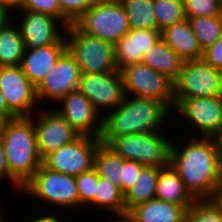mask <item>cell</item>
Returning <instances> with one entry per match:
<instances>
[{"label":"cell","mask_w":222,"mask_h":222,"mask_svg":"<svg viewBox=\"0 0 222 222\" xmlns=\"http://www.w3.org/2000/svg\"><path fill=\"white\" fill-rule=\"evenodd\" d=\"M191 137L183 148L172 143L170 164L196 199H217L222 191V163L213 137Z\"/></svg>","instance_id":"cell-1"},{"label":"cell","mask_w":222,"mask_h":222,"mask_svg":"<svg viewBox=\"0 0 222 222\" xmlns=\"http://www.w3.org/2000/svg\"><path fill=\"white\" fill-rule=\"evenodd\" d=\"M170 110L158 99L126 95L116 109L102 115L101 142L107 144L114 136L159 132Z\"/></svg>","instance_id":"cell-2"},{"label":"cell","mask_w":222,"mask_h":222,"mask_svg":"<svg viewBox=\"0 0 222 222\" xmlns=\"http://www.w3.org/2000/svg\"><path fill=\"white\" fill-rule=\"evenodd\" d=\"M1 140L10 176L23 188L43 164L33 120L17 117L4 122Z\"/></svg>","instance_id":"cell-3"},{"label":"cell","mask_w":222,"mask_h":222,"mask_svg":"<svg viewBox=\"0 0 222 222\" xmlns=\"http://www.w3.org/2000/svg\"><path fill=\"white\" fill-rule=\"evenodd\" d=\"M68 39V40H67ZM66 51L81 73L99 74L117 70L115 44L82 32L74 23L66 29Z\"/></svg>","instance_id":"cell-4"},{"label":"cell","mask_w":222,"mask_h":222,"mask_svg":"<svg viewBox=\"0 0 222 222\" xmlns=\"http://www.w3.org/2000/svg\"><path fill=\"white\" fill-rule=\"evenodd\" d=\"M106 145L125 160L144 166L163 168L170 165L172 142L160 131L114 136Z\"/></svg>","instance_id":"cell-5"},{"label":"cell","mask_w":222,"mask_h":222,"mask_svg":"<svg viewBox=\"0 0 222 222\" xmlns=\"http://www.w3.org/2000/svg\"><path fill=\"white\" fill-rule=\"evenodd\" d=\"M22 192L53 206L74 209L79 207L76 176L49 170L43 164L23 186Z\"/></svg>","instance_id":"cell-6"},{"label":"cell","mask_w":222,"mask_h":222,"mask_svg":"<svg viewBox=\"0 0 222 222\" xmlns=\"http://www.w3.org/2000/svg\"><path fill=\"white\" fill-rule=\"evenodd\" d=\"M74 24L82 32L113 44L130 31L128 16L120 2H96Z\"/></svg>","instance_id":"cell-7"},{"label":"cell","mask_w":222,"mask_h":222,"mask_svg":"<svg viewBox=\"0 0 222 222\" xmlns=\"http://www.w3.org/2000/svg\"><path fill=\"white\" fill-rule=\"evenodd\" d=\"M121 74L126 95L158 99L171 109L175 107L174 81L165 74L142 62L128 66Z\"/></svg>","instance_id":"cell-8"},{"label":"cell","mask_w":222,"mask_h":222,"mask_svg":"<svg viewBox=\"0 0 222 222\" xmlns=\"http://www.w3.org/2000/svg\"><path fill=\"white\" fill-rule=\"evenodd\" d=\"M222 95V71L203 59L185 61L174 81L175 98H202Z\"/></svg>","instance_id":"cell-9"},{"label":"cell","mask_w":222,"mask_h":222,"mask_svg":"<svg viewBox=\"0 0 222 222\" xmlns=\"http://www.w3.org/2000/svg\"><path fill=\"white\" fill-rule=\"evenodd\" d=\"M101 139L80 135L43 158V165L52 171L78 176L94 168V158Z\"/></svg>","instance_id":"cell-10"},{"label":"cell","mask_w":222,"mask_h":222,"mask_svg":"<svg viewBox=\"0 0 222 222\" xmlns=\"http://www.w3.org/2000/svg\"><path fill=\"white\" fill-rule=\"evenodd\" d=\"M0 91L17 117H31L32 110H39L36 86L27 78L21 65L0 67Z\"/></svg>","instance_id":"cell-11"},{"label":"cell","mask_w":222,"mask_h":222,"mask_svg":"<svg viewBox=\"0 0 222 222\" xmlns=\"http://www.w3.org/2000/svg\"><path fill=\"white\" fill-rule=\"evenodd\" d=\"M174 109L195 125L201 137L217 138L222 133V95L200 98H175Z\"/></svg>","instance_id":"cell-12"},{"label":"cell","mask_w":222,"mask_h":222,"mask_svg":"<svg viewBox=\"0 0 222 222\" xmlns=\"http://www.w3.org/2000/svg\"><path fill=\"white\" fill-rule=\"evenodd\" d=\"M78 90L81 91L94 105L96 110L112 111L116 109L126 96L121 72L99 74L81 73ZM107 108V109H106Z\"/></svg>","instance_id":"cell-13"},{"label":"cell","mask_w":222,"mask_h":222,"mask_svg":"<svg viewBox=\"0 0 222 222\" xmlns=\"http://www.w3.org/2000/svg\"><path fill=\"white\" fill-rule=\"evenodd\" d=\"M54 108L80 135L100 138L103 116L78 89L64 96ZM62 103V104H60ZM101 116V117H100ZM100 117V118H99Z\"/></svg>","instance_id":"cell-14"},{"label":"cell","mask_w":222,"mask_h":222,"mask_svg":"<svg viewBox=\"0 0 222 222\" xmlns=\"http://www.w3.org/2000/svg\"><path fill=\"white\" fill-rule=\"evenodd\" d=\"M33 120L39 153L44 158L63 145L75 141L80 134L53 108L39 111ZM38 117V118H37ZM36 118V119H35Z\"/></svg>","instance_id":"cell-15"},{"label":"cell","mask_w":222,"mask_h":222,"mask_svg":"<svg viewBox=\"0 0 222 222\" xmlns=\"http://www.w3.org/2000/svg\"><path fill=\"white\" fill-rule=\"evenodd\" d=\"M23 12L18 23L20 34L23 38L25 48H37L55 43H66L67 27L50 15L30 10H19ZM62 29V30H61ZM60 30V31H59Z\"/></svg>","instance_id":"cell-16"},{"label":"cell","mask_w":222,"mask_h":222,"mask_svg":"<svg viewBox=\"0 0 222 222\" xmlns=\"http://www.w3.org/2000/svg\"><path fill=\"white\" fill-rule=\"evenodd\" d=\"M81 71L79 65L66 51L49 73L36 87L39 103L41 101L59 102L70 92L77 90Z\"/></svg>","instance_id":"cell-17"},{"label":"cell","mask_w":222,"mask_h":222,"mask_svg":"<svg viewBox=\"0 0 222 222\" xmlns=\"http://www.w3.org/2000/svg\"><path fill=\"white\" fill-rule=\"evenodd\" d=\"M160 39L159 30H130L115 44L117 70L141 63L144 53Z\"/></svg>","instance_id":"cell-18"},{"label":"cell","mask_w":222,"mask_h":222,"mask_svg":"<svg viewBox=\"0 0 222 222\" xmlns=\"http://www.w3.org/2000/svg\"><path fill=\"white\" fill-rule=\"evenodd\" d=\"M65 52V43L25 48L21 66L27 78L37 87L51 73L53 67Z\"/></svg>","instance_id":"cell-19"},{"label":"cell","mask_w":222,"mask_h":222,"mask_svg":"<svg viewBox=\"0 0 222 222\" xmlns=\"http://www.w3.org/2000/svg\"><path fill=\"white\" fill-rule=\"evenodd\" d=\"M161 39L184 61L202 59L203 50L188 19L163 29Z\"/></svg>","instance_id":"cell-20"},{"label":"cell","mask_w":222,"mask_h":222,"mask_svg":"<svg viewBox=\"0 0 222 222\" xmlns=\"http://www.w3.org/2000/svg\"><path fill=\"white\" fill-rule=\"evenodd\" d=\"M127 214L132 222H186L187 210L155 198L132 207Z\"/></svg>","instance_id":"cell-21"},{"label":"cell","mask_w":222,"mask_h":222,"mask_svg":"<svg viewBox=\"0 0 222 222\" xmlns=\"http://www.w3.org/2000/svg\"><path fill=\"white\" fill-rule=\"evenodd\" d=\"M156 199L181 205L186 210L197 200L186 188L178 172L171 164L159 170Z\"/></svg>","instance_id":"cell-22"},{"label":"cell","mask_w":222,"mask_h":222,"mask_svg":"<svg viewBox=\"0 0 222 222\" xmlns=\"http://www.w3.org/2000/svg\"><path fill=\"white\" fill-rule=\"evenodd\" d=\"M184 60L162 39L158 40L143 55L142 63L175 81L183 67Z\"/></svg>","instance_id":"cell-23"},{"label":"cell","mask_w":222,"mask_h":222,"mask_svg":"<svg viewBox=\"0 0 222 222\" xmlns=\"http://www.w3.org/2000/svg\"><path fill=\"white\" fill-rule=\"evenodd\" d=\"M154 166H145L137 181L124 193L126 211L132 207L156 198V186L159 170Z\"/></svg>","instance_id":"cell-24"},{"label":"cell","mask_w":222,"mask_h":222,"mask_svg":"<svg viewBox=\"0 0 222 222\" xmlns=\"http://www.w3.org/2000/svg\"><path fill=\"white\" fill-rule=\"evenodd\" d=\"M25 52V45L18 25L11 21L0 28V67L20 66Z\"/></svg>","instance_id":"cell-25"},{"label":"cell","mask_w":222,"mask_h":222,"mask_svg":"<svg viewBox=\"0 0 222 222\" xmlns=\"http://www.w3.org/2000/svg\"><path fill=\"white\" fill-rule=\"evenodd\" d=\"M124 158L115 153L109 146L101 143L95 153L94 169L99 177L109 180L122 191V174Z\"/></svg>","instance_id":"cell-26"},{"label":"cell","mask_w":222,"mask_h":222,"mask_svg":"<svg viewBox=\"0 0 222 222\" xmlns=\"http://www.w3.org/2000/svg\"><path fill=\"white\" fill-rule=\"evenodd\" d=\"M128 16L130 30H157L153 0H121Z\"/></svg>","instance_id":"cell-27"},{"label":"cell","mask_w":222,"mask_h":222,"mask_svg":"<svg viewBox=\"0 0 222 222\" xmlns=\"http://www.w3.org/2000/svg\"><path fill=\"white\" fill-rule=\"evenodd\" d=\"M91 204L96 207L100 206V209H109V211L116 213V215L128 213L124 202V193L118 186L102 177H99L94 200L89 205Z\"/></svg>","instance_id":"cell-28"},{"label":"cell","mask_w":222,"mask_h":222,"mask_svg":"<svg viewBox=\"0 0 222 222\" xmlns=\"http://www.w3.org/2000/svg\"><path fill=\"white\" fill-rule=\"evenodd\" d=\"M188 22L202 50L222 37V15L189 18Z\"/></svg>","instance_id":"cell-29"},{"label":"cell","mask_w":222,"mask_h":222,"mask_svg":"<svg viewBox=\"0 0 222 222\" xmlns=\"http://www.w3.org/2000/svg\"><path fill=\"white\" fill-rule=\"evenodd\" d=\"M153 11L159 31L187 19L183 0H153Z\"/></svg>","instance_id":"cell-30"},{"label":"cell","mask_w":222,"mask_h":222,"mask_svg":"<svg viewBox=\"0 0 222 222\" xmlns=\"http://www.w3.org/2000/svg\"><path fill=\"white\" fill-rule=\"evenodd\" d=\"M186 222H222V204L218 199H197L187 210Z\"/></svg>","instance_id":"cell-31"},{"label":"cell","mask_w":222,"mask_h":222,"mask_svg":"<svg viewBox=\"0 0 222 222\" xmlns=\"http://www.w3.org/2000/svg\"><path fill=\"white\" fill-rule=\"evenodd\" d=\"M187 19L222 15V0H183Z\"/></svg>","instance_id":"cell-32"},{"label":"cell","mask_w":222,"mask_h":222,"mask_svg":"<svg viewBox=\"0 0 222 222\" xmlns=\"http://www.w3.org/2000/svg\"><path fill=\"white\" fill-rule=\"evenodd\" d=\"M77 189L79 194V206L89 205L95 197L99 174L93 168L76 176Z\"/></svg>","instance_id":"cell-33"},{"label":"cell","mask_w":222,"mask_h":222,"mask_svg":"<svg viewBox=\"0 0 222 222\" xmlns=\"http://www.w3.org/2000/svg\"><path fill=\"white\" fill-rule=\"evenodd\" d=\"M23 9L50 15L59 20L66 27L71 24L63 16L58 0H25Z\"/></svg>","instance_id":"cell-34"},{"label":"cell","mask_w":222,"mask_h":222,"mask_svg":"<svg viewBox=\"0 0 222 222\" xmlns=\"http://www.w3.org/2000/svg\"><path fill=\"white\" fill-rule=\"evenodd\" d=\"M63 16L72 24L85 13L95 0H58Z\"/></svg>","instance_id":"cell-35"},{"label":"cell","mask_w":222,"mask_h":222,"mask_svg":"<svg viewBox=\"0 0 222 222\" xmlns=\"http://www.w3.org/2000/svg\"><path fill=\"white\" fill-rule=\"evenodd\" d=\"M145 166L132 160L124 159L122 174V192L125 193L131 186L135 184Z\"/></svg>","instance_id":"cell-36"},{"label":"cell","mask_w":222,"mask_h":222,"mask_svg":"<svg viewBox=\"0 0 222 222\" xmlns=\"http://www.w3.org/2000/svg\"><path fill=\"white\" fill-rule=\"evenodd\" d=\"M202 59L222 71V37L203 50Z\"/></svg>","instance_id":"cell-37"},{"label":"cell","mask_w":222,"mask_h":222,"mask_svg":"<svg viewBox=\"0 0 222 222\" xmlns=\"http://www.w3.org/2000/svg\"><path fill=\"white\" fill-rule=\"evenodd\" d=\"M7 178L9 179V181L12 182V186H14V189L16 188L15 190L18 189L22 191V187L9 174V167L6 160L5 149L0 138V181L3 182Z\"/></svg>","instance_id":"cell-38"},{"label":"cell","mask_w":222,"mask_h":222,"mask_svg":"<svg viewBox=\"0 0 222 222\" xmlns=\"http://www.w3.org/2000/svg\"><path fill=\"white\" fill-rule=\"evenodd\" d=\"M0 116L5 120H12L17 116L8 108L6 99L0 91Z\"/></svg>","instance_id":"cell-39"},{"label":"cell","mask_w":222,"mask_h":222,"mask_svg":"<svg viewBox=\"0 0 222 222\" xmlns=\"http://www.w3.org/2000/svg\"><path fill=\"white\" fill-rule=\"evenodd\" d=\"M12 12L0 0V28L6 26L10 21Z\"/></svg>","instance_id":"cell-40"},{"label":"cell","mask_w":222,"mask_h":222,"mask_svg":"<svg viewBox=\"0 0 222 222\" xmlns=\"http://www.w3.org/2000/svg\"><path fill=\"white\" fill-rule=\"evenodd\" d=\"M1 2L13 12L23 9L25 0H1Z\"/></svg>","instance_id":"cell-41"},{"label":"cell","mask_w":222,"mask_h":222,"mask_svg":"<svg viewBox=\"0 0 222 222\" xmlns=\"http://www.w3.org/2000/svg\"><path fill=\"white\" fill-rule=\"evenodd\" d=\"M30 222H65L58 216L50 215V214H45V216H39L38 218L36 217L35 219L31 220Z\"/></svg>","instance_id":"cell-42"},{"label":"cell","mask_w":222,"mask_h":222,"mask_svg":"<svg viewBox=\"0 0 222 222\" xmlns=\"http://www.w3.org/2000/svg\"><path fill=\"white\" fill-rule=\"evenodd\" d=\"M116 217H118L120 219L119 220H113L112 222H132L131 217L128 214L116 215Z\"/></svg>","instance_id":"cell-43"},{"label":"cell","mask_w":222,"mask_h":222,"mask_svg":"<svg viewBox=\"0 0 222 222\" xmlns=\"http://www.w3.org/2000/svg\"><path fill=\"white\" fill-rule=\"evenodd\" d=\"M219 146V153H220V158H221V163H222V133L216 138Z\"/></svg>","instance_id":"cell-44"},{"label":"cell","mask_w":222,"mask_h":222,"mask_svg":"<svg viewBox=\"0 0 222 222\" xmlns=\"http://www.w3.org/2000/svg\"><path fill=\"white\" fill-rule=\"evenodd\" d=\"M5 121L6 120L0 116V137H1V132H2V128H3V125H4Z\"/></svg>","instance_id":"cell-45"},{"label":"cell","mask_w":222,"mask_h":222,"mask_svg":"<svg viewBox=\"0 0 222 222\" xmlns=\"http://www.w3.org/2000/svg\"><path fill=\"white\" fill-rule=\"evenodd\" d=\"M96 2H120L121 0H95Z\"/></svg>","instance_id":"cell-46"},{"label":"cell","mask_w":222,"mask_h":222,"mask_svg":"<svg viewBox=\"0 0 222 222\" xmlns=\"http://www.w3.org/2000/svg\"><path fill=\"white\" fill-rule=\"evenodd\" d=\"M217 199L221 202L222 204V191L219 193V195L217 196Z\"/></svg>","instance_id":"cell-47"},{"label":"cell","mask_w":222,"mask_h":222,"mask_svg":"<svg viewBox=\"0 0 222 222\" xmlns=\"http://www.w3.org/2000/svg\"><path fill=\"white\" fill-rule=\"evenodd\" d=\"M1 212V214H0V219H5V218H3V216H2V211H0Z\"/></svg>","instance_id":"cell-48"}]
</instances>
